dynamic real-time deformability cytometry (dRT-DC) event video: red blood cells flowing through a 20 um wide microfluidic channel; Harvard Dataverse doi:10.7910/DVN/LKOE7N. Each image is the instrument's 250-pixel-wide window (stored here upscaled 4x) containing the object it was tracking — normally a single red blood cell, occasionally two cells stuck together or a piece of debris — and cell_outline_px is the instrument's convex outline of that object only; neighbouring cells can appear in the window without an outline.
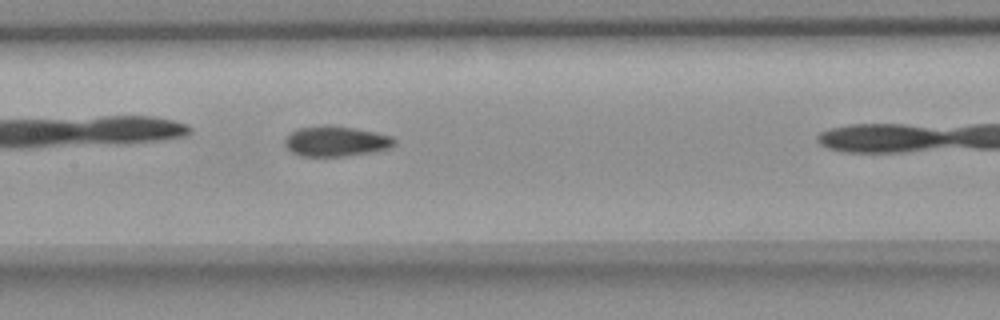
{"species": "common noctule bat (a hibernating species)", "species_latin": "Nyctalus noctula", "temperature_condition": "room temperature", "stored_images_in_passage": 16, "camera_frame_rate_fps": 3000, "um_per_image_px": 0.085, "animal": {"sex": "female", "body_mass_g": 18.4}, "frame": {"image": 1, "passage_image": 12, "time_ms": 3.667, "image_size_px": [1000, 320], "cell_outline_px": [[396, 144], [388, 148], [368, 152], [340, 156], [304, 156], [292, 152], [284, 144], [284, 140], [296, 128], [324, 124], [328, 124], [356, 128], [392, 136], [396, 140]], "centroid_in_image_um": [28.53, 11.98], "position_along_channel_um": 178.9, "area_um2": 19.25}}